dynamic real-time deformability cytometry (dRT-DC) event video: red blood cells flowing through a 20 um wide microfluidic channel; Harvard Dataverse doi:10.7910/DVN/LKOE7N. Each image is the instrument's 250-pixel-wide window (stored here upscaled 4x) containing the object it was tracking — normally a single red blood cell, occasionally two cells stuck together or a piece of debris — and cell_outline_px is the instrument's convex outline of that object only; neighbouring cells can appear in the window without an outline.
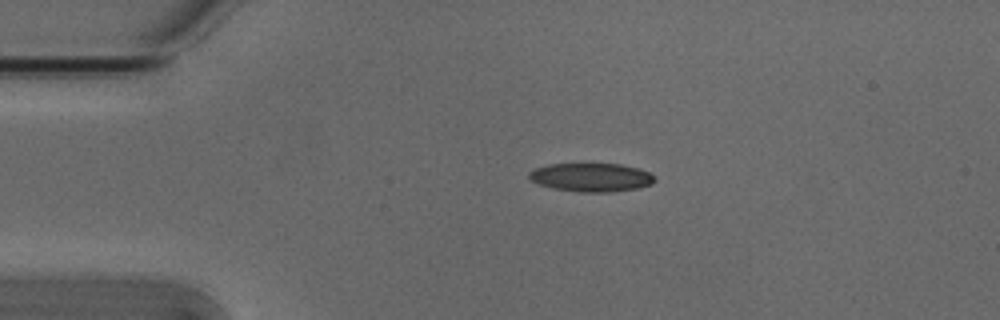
{"species": "Egyptian fruit bat (a non-hibernating species)", "species_latin": "Rousettus aegyptiacus", "temperature_condition": "cold", "stored_images_in_passage": 1, "camera_frame_rate_fps": 3000, "um_per_image_px": 0.085, "animal": {"sex": "male"}, "frame": {"image": 1, "passage_image": 1, "time_ms": 0.0, "image_size_px": [1000, 320], "cell_outline_px": [[656, 180], [652, 184], [640, 188], [612, 192], [580, 192], [552, 188], [540, 184], [532, 180], [528, 176], [528, 172], [536, 168], [548, 164], [620, 164], [640, 168], [656, 176]], "centroid_in_image_um": [50.31, 15.08], "position_along_channel_um": 34.7, "area_um2": 21.04}}